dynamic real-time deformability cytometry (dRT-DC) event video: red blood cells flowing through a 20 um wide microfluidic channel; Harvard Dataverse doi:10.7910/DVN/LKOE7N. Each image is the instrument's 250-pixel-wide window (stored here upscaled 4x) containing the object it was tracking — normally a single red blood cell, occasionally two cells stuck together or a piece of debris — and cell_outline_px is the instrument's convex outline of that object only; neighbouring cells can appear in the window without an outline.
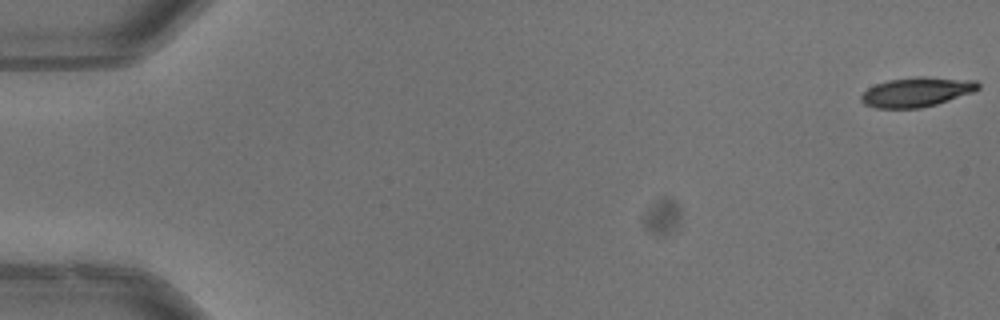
{"species": "common noctule bat (a hibernating species)", "species_latin": "Nyctalus noctula", "temperature_condition": "warm", "stored_images_in_passage": 53, "camera_frame_rate_fps": 3000, "um_per_image_px": 0.085, "animal": {"sex": "male", "body_mass_g": 13.3}, "frame": {"image": 1, "passage_image": 1, "time_ms": 0.0, "image_size_px": [1000, 320], "cell_outline_px": [[980, 88], [972, 92], [936, 104], [920, 108], [876, 108], [864, 104], [860, 100], [860, 96], [868, 88], [876, 84], [888, 80], [916, 76], [924, 76], [976, 80], [980, 84]], "centroid_in_image_um": [77.91, 7.81], "position_along_channel_um": 7.1, "area_um2": 20.17}}
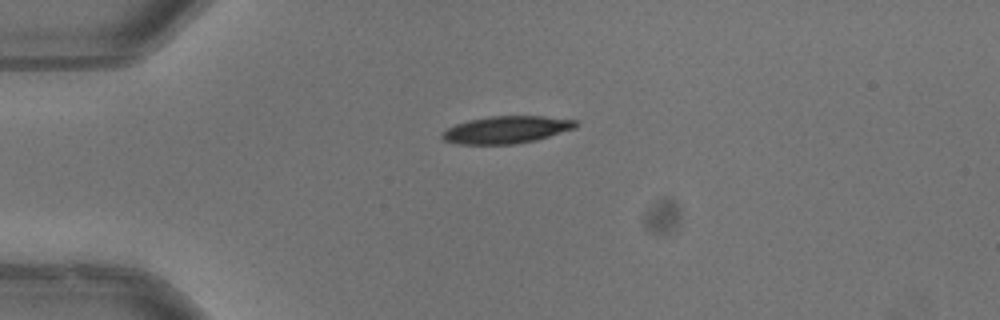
{"frame": {"image": 2, "passage_image": 14, "time_ms": 4.333, "image_size_px": [1000, 320], "cell_outline_px": [[580, 124], [576, 128], [536, 140], [516, 144], [460, 144], [444, 140], [440, 136], [448, 128], [456, 124], [468, 120], [488, 116], [544, 116], [576, 120]], "centroid_in_image_um": [43.08, 11.02], "position_along_channel_um": 41.9, "area_um2": 21.27}}
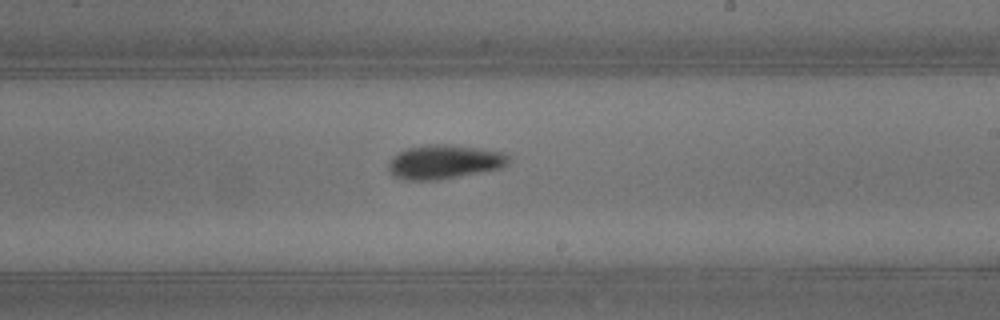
{"frame": {"image": 3, "passage_image": 32, "time_ms": 10.333, "image_size_px": [1000, 320], "cell_outline_px": [[512, 160], [508, 164], [500, 168], [436, 180], [408, 180], [396, 176], [388, 172], [388, 164], [392, 156], [408, 148], [428, 144], [448, 144], [508, 152], [512, 156]], "centroid_in_image_um": [37.81, 13.74], "position_along_channel_um": 251.2, "area_um2": 23.93}, "authors_computed_cell_mechanics": {"area_um2": 21.675, "velocity_mm_per_s": 3.9893, "shape_relaxation_time_tau1_ms": 3.6583, "shape_relaxation_time_tau2_ms": 6.6614, "deformation_change_tau1": 0.169, "deformation_change_tau2": 0.1365}}